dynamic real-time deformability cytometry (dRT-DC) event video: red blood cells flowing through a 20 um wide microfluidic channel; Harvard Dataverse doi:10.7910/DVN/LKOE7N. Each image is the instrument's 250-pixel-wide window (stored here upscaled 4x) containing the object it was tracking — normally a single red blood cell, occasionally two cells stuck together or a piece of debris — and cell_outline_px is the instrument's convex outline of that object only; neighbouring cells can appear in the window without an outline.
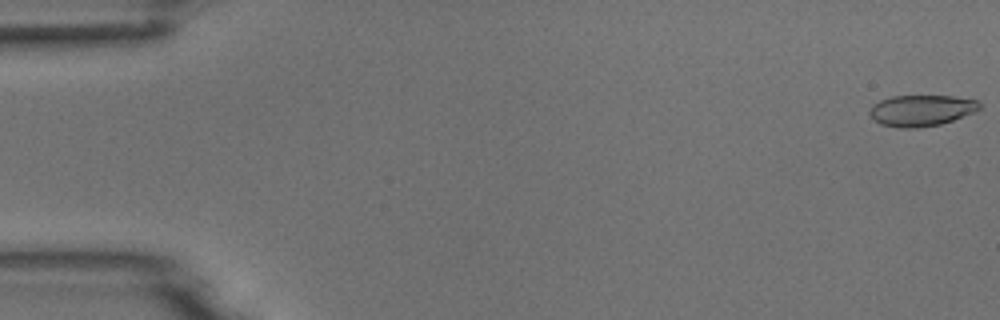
{"species": "common noctule bat (a hibernating species)", "species_latin": "Nyctalus noctula", "temperature_condition": "room temperature", "stored_images_in_passage": 5, "camera_frame_rate_fps": 3000, "um_per_image_px": 0.085, "animal": {"sex": "male", "body_mass_g": 18.8}, "frame": {"image": 1, "passage_image": 1, "time_ms": 0.0, "image_size_px": [1000, 320], "cell_outline_px": [[980, 108], [976, 112], [940, 124], [916, 128], [900, 128], [880, 124], [868, 112], [872, 104], [880, 100], [892, 96], [952, 96], [980, 100]], "centroid_in_image_um": [78.33, 9.38], "position_along_channel_um": 6.7, "area_um2": 20.0}}
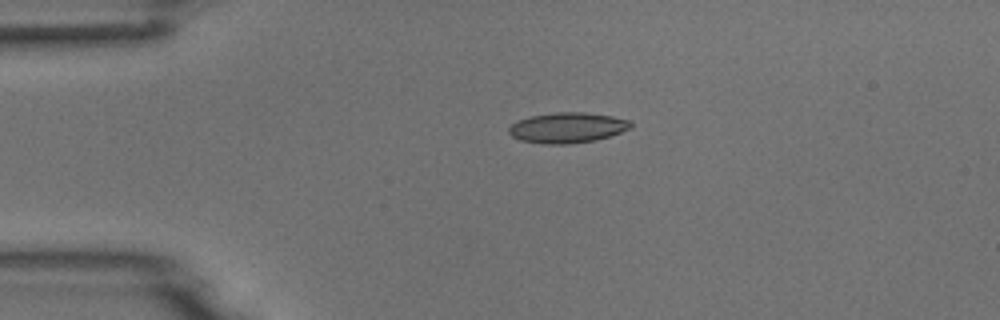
{"frame": {"image": 2, "passage_image": 4, "time_ms": 3.667, "image_size_px": [1000, 320], "cell_outline_px": [[632, 128], [596, 140], [568, 144], [544, 144], [520, 140], [512, 136], [508, 132], [508, 128], [516, 120], [532, 116], [556, 112], [584, 112], [612, 116], [628, 120], [632, 124]], "centroid_in_image_um": [48.2, 10.85], "position_along_channel_um": 36.8, "area_um2": 21.56}}